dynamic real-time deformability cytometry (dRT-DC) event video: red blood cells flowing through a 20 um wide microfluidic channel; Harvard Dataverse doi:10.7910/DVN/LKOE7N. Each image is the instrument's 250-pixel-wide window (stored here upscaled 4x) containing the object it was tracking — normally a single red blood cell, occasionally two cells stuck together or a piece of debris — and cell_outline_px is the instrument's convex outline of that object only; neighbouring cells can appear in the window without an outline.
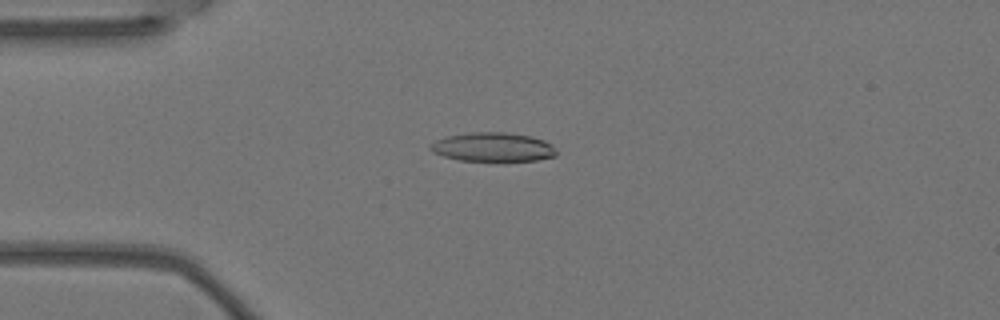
{"species": "Egyptian fruit bat (a non-hibernating species)", "species_latin": "Rousettus aegyptiacus", "temperature_condition": "warm", "stored_images_in_passage": 5, "camera_frame_rate_fps": 3000, "um_per_image_px": 0.085, "animal": {"sex": "female"}, "frame": {"image": 1, "passage_image": 4, "time_ms": 1.0, "image_size_px": [1000, 320], "cell_outline_px": [[556, 156], [536, 160], [460, 160], [444, 156], [432, 152], [428, 148], [436, 140], [448, 136], [468, 132], [504, 132], [532, 136], [544, 140], [552, 144], [556, 148]], "centroid_in_image_um": [41.92, 12.48], "position_along_channel_um": 43.1, "area_um2": 21.15}}